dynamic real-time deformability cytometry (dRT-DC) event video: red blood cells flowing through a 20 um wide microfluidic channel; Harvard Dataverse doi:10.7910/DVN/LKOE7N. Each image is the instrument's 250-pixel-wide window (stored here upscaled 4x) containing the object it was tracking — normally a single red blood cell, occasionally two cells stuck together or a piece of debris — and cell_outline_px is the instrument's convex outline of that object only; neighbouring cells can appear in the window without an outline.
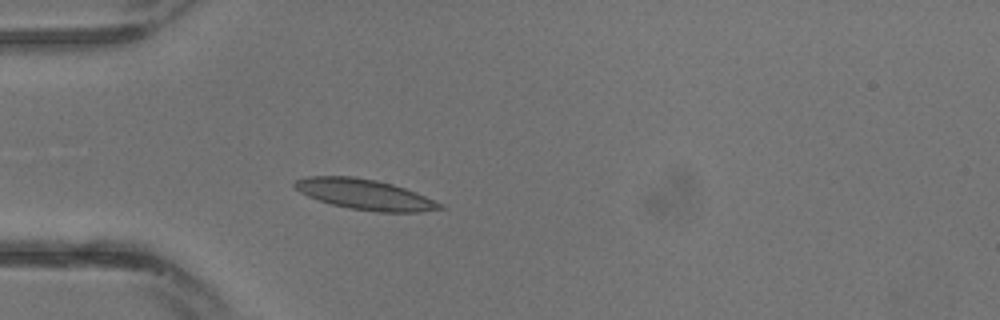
{"species": "common noctule bat (a hibernating species)", "species_latin": "Nyctalus noctula", "temperature_condition": "warm", "stored_images_in_passage": 9, "camera_frame_rate_fps": 3000, "um_per_image_px": 0.085, "animal": {"sex": "male", "body_mass_g": 13.3}, "frame": {"image": 1, "passage_image": 1, "time_ms": 0.0, "image_size_px": [1000, 320], "cell_outline_px": [[448, 208], [420, 212], [376, 212], [348, 208], [332, 204], [308, 196], [300, 192], [292, 184], [296, 180], [308, 176], [356, 176], [376, 180], [392, 184], [416, 192], [444, 204]], "centroid_in_image_um": [31.06, 16.53], "position_along_channel_um": 53.9, "area_um2": 25.84}}
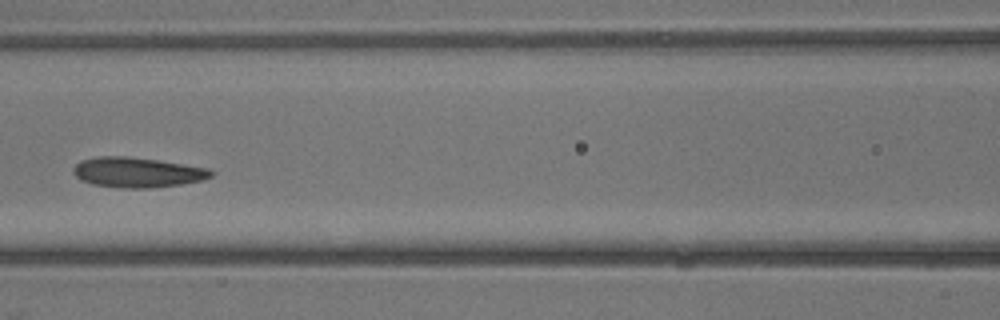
{"frame": {"image": 2, "passage_image": 6, "time_ms": 1.667, "image_size_px": [1000, 320], "cell_outline_px": [[216, 172], [212, 176], [200, 180], [180, 184], [148, 188], [128, 188], [92, 184], [80, 180], [72, 172], [72, 168], [80, 160], [96, 156], [128, 156], [156, 160], [208, 168]], "centroid_in_image_um": [11.62, 14.64], "position_along_channel_um": 155.0, "area_um2": 24.04}}
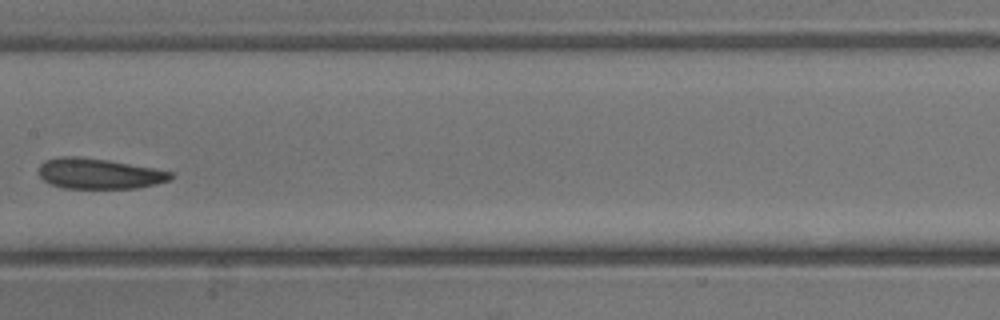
{"frame": {"image": 3, "passage_image": 8, "time_ms": 2.333, "image_size_px": [1000, 320], "cell_outline_px": [[176, 176], [168, 180], [156, 184], [136, 188], [64, 188], [52, 184], [44, 180], [40, 176], [40, 164], [44, 160], [60, 156], [76, 156], [108, 160], [152, 168], [172, 172]], "centroid_in_image_um": [8.42, 14.75], "position_along_channel_um": 199.0, "area_um2": 23.29}}